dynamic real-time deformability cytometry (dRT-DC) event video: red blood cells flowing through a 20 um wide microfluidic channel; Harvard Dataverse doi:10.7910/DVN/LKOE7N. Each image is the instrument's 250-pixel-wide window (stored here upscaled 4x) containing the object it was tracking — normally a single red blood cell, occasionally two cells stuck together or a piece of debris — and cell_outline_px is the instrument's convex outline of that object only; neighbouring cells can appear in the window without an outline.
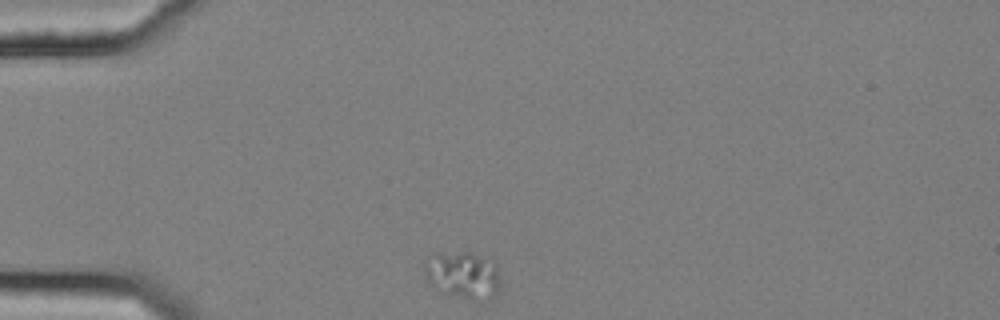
{"species": "common noctule bat (a hibernating species)", "species_latin": "Nyctalus noctula", "temperature_condition": "cold", "stored_images_in_passage": 15, "camera_frame_rate_fps": 3000, "um_per_image_px": 0.085, "animal": {"sex": "female", "body_mass_g": 25.1}, "frame": {"image": 1, "passage_image": 1, "time_ms": 0.0, "image_size_px": [1000, 320], "cell_outline_px": [[500, 284], [496, 296], [492, 300], [460, 296], [444, 292], [428, 284], [424, 276], [420, 264], [436, 256], [464, 252], [468, 252], [496, 264], [500, 280]], "centroid_in_image_um": [39.34, 23.41], "position_along_channel_um": 45.7, "area_um2": 20.29}}